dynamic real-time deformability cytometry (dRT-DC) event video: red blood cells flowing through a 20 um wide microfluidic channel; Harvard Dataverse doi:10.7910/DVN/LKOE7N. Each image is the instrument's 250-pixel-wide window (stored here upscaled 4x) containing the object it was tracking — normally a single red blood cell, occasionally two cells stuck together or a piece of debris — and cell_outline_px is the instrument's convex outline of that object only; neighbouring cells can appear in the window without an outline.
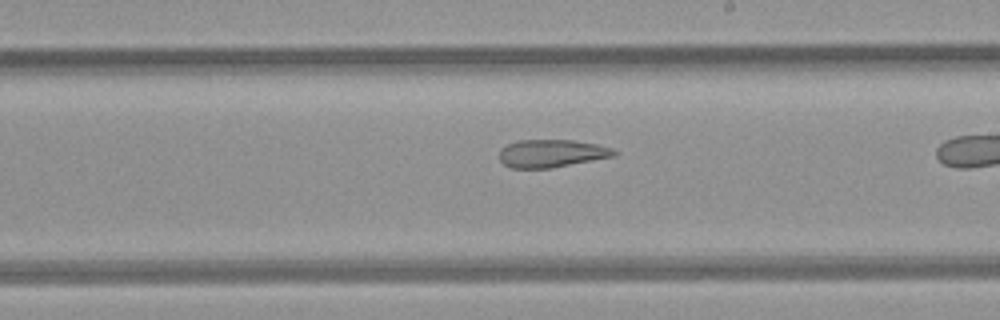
{"species": "common noctule bat (a hibernating species)", "species_latin": "Nyctalus noctula", "temperature_condition": "room temperature", "stored_images_in_passage": 28, "camera_frame_rate_fps": 3000, "um_per_image_px": 0.085, "animal": {"sex": "female", "body_mass_g": 21.9}, "frame": {"image": 1, "passage_image": 20, "time_ms": 6.333, "image_size_px": [1000, 320], "cell_outline_px": [[616, 156], [552, 168], [512, 168], [504, 164], [500, 160], [500, 148], [508, 144], [520, 140], [572, 140], [596, 144], [612, 148], [616, 152]], "centroid_in_image_um": [46.89, 13.04], "position_along_channel_um": 242.1, "area_um2": 18.55}}